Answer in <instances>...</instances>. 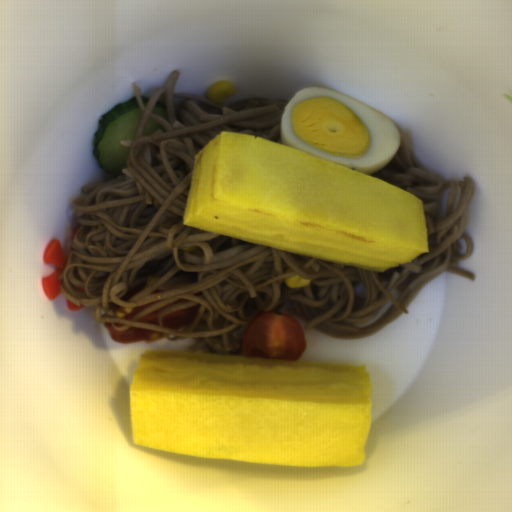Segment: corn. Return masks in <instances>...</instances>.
Instances as JSON below:
<instances>
[{"label": "corn", "instance_id": "obj_2", "mask_svg": "<svg viewBox=\"0 0 512 512\" xmlns=\"http://www.w3.org/2000/svg\"><path fill=\"white\" fill-rule=\"evenodd\" d=\"M286 286H289L291 288H299V287H305L310 284L312 280L307 279L300 275H294L290 276L283 280Z\"/></svg>", "mask_w": 512, "mask_h": 512}, {"label": "corn", "instance_id": "obj_5", "mask_svg": "<svg viewBox=\"0 0 512 512\" xmlns=\"http://www.w3.org/2000/svg\"><path fill=\"white\" fill-rule=\"evenodd\" d=\"M162 277H157V278H154V279H150L149 282H148V286L149 285H152L154 283H157L158 281L161 280Z\"/></svg>", "mask_w": 512, "mask_h": 512}, {"label": "corn", "instance_id": "obj_4", "mask_svg": "<svg viewBox=\"0 0 512 512\" xmlns=\"http://www.w3.org/2000/svg\"><path fill=\"white\" fill-rule=\"evenodd\" d=\"M198 248L199 247H197L196 245H184L177 249H179L182 252H196Z\"/></svg>", "mask_w": 512, "mask_h": 512}, {"label": "corn", "instance_id": "obj_3", "mask_svg": "<svg viewBox=\"0 0 512 512\" xmlns=\"http://www.w3.org/2000/svg\"><path fill=\"white\" fill-rule=\"evenodd\" d=\"M132 314V307H120L119 310H116L115 316L118 318H124L125 315Z\"/></svg>", "mask_w": 512, "mask_h": 512}, {"label": "corn", "instance_id": "obj_6", "mask_svg": "<svg viewBox=\"0 0 512 512\" xmlns=\"http://www.w3.org/2000/svg\"><path fill=\"white\" fill-rule=\"evenodd\" d=\"M158 337H160V332H156V333L152 334L149 341L153 340V339H157Z\"/></svg>", "mask_w": 512, "mask_h": 512}, {"label": "corn", "instance_id": "obj_7", "mask_svg": "<svg viewBox=\"0 0 512 512\" xmlns=\"http://www.w3.org/2000/svg\"><path fill=\"white\" fill-rule=\"evenodd\" d=\"M291 272H295V271H293V270L288 266V267H287V269H286V274H287V273H291Z\"/></svg>", "mask_w": 512, "mask_h": 512}, {"label": "corn", "instance_id": "obj_1", "mask_svg": "<svg viewBox=\"0 0 512 512\" xmlns=\"http://www.w3.org/2000/svg\"><path fill=\"white\" fill-rule=\"evenodd\" d=\"M236 93V89L229 81L215 82L205 90L207 99L217 105H222L225 100Z\"/></svg>", "mask_w": 512, "mask_h": 512}]
</instances>
